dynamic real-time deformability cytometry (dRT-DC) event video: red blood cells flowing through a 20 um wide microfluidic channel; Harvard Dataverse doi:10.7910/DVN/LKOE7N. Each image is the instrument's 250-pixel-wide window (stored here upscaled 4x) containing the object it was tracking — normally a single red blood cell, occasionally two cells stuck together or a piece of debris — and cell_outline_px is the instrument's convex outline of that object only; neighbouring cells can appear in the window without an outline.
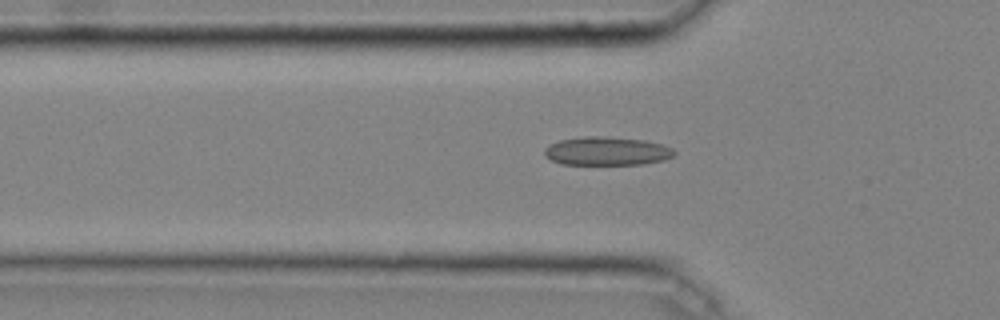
{"species": "common noctule bat (a hibernating species)", "species_latin": "Nyctalus noctula", "temperature_condition": "cold", "stored_images_in_passage": 40, "camera_frame_rate_fps": 3000, "um_per_image_px": 0.085, "animal": {"sex": "male", "body_mass_g": 20.4}, "frame": {"image": 1, "passage_image": 15, "time_ms": 4.667, "image_size_px": [1000, 320], "cell_outline_px": [[676, 156], [664, 160], [644, 164], [560, 164], [544, 156], [544, 148], [560, 140], [584, 136], [600, 136], [644, 140], [660, 144], [672, 148], [676, 152]], "centroid_in_image_um": [51.6, 12.85], "position_along_channel_um": 74.2, "area_um2": 21.56}}
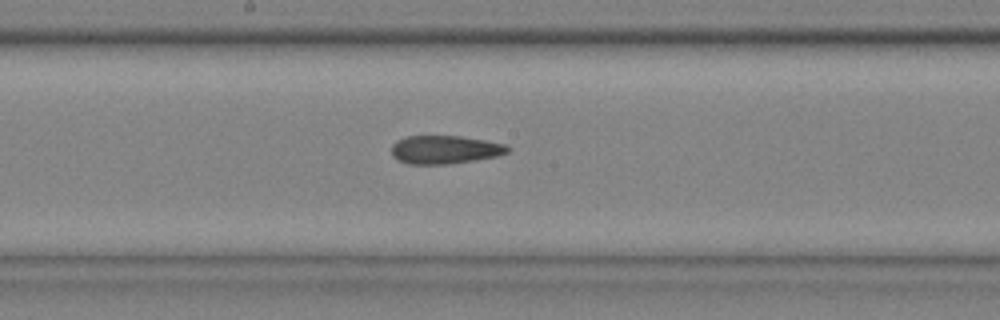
{"frame": {"image": 2, "passage_image": 25, "time_ms": 8.0, "image_size_px": [1000, 320], "cell_outline_px": [[512, 148], [508, 152], [496, 156], [448, 164], [408, 164], [396, 160], [392, 156], [392, 144], [396, 140], [408, 136], [460, 136], [508, 144]], "centroid_in_image_um": [37.8, 12.71], "position_along_channel_um": 210.4, "area_um2": 19.25}}
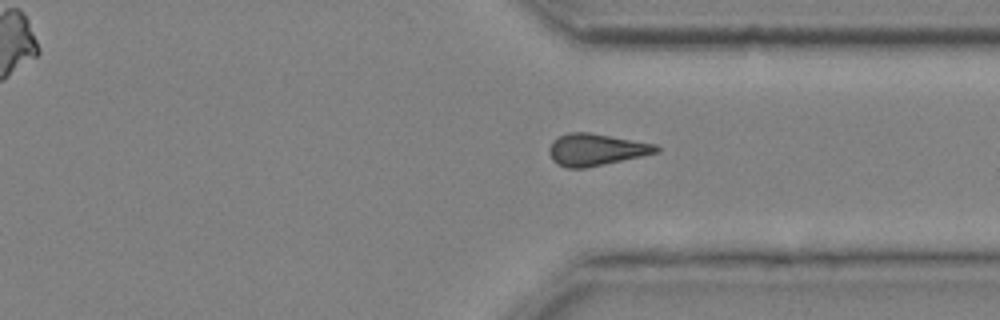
{"frame": {"image": 3, "passage_image": 36, "time_ms": 11.667, "image_size_px": [1000, 320], "cell_outline_px": [[660, 152], [604, 164], [584, 168], [568, 168], [556, 164], [552, 160], [548, 152], [548, 148], [552, 140], [560, 136], [572, 132], [588, 132], [656, 144], [660, 148]], "centroid_in_image_um": [50.64, 12.72], "position_along_channel_um": 360.8, "area_um2": 19.88}}